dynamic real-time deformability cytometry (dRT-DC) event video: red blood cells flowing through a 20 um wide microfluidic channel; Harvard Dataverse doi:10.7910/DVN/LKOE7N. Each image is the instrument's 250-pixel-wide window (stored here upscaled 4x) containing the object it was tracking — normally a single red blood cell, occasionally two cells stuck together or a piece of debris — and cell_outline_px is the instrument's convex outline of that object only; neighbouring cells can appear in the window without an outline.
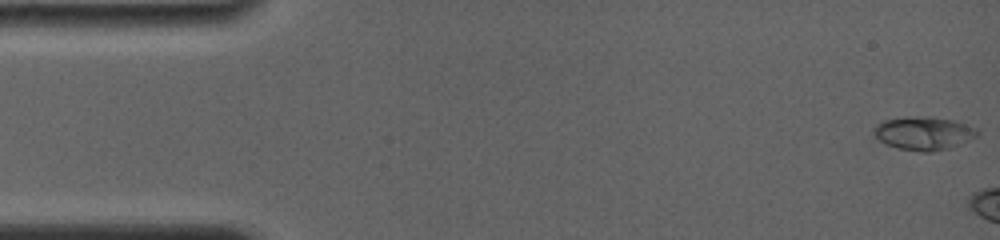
{"species": "common noctule bat (a hibernating species)", "species_latin": "Nyctalus noctula", "temperature_condition": "room temperature", "stored_images_in_passage": 5, "camera_frame_rate_fps": 4000, "um_per_image_px": 0.085, "animal": {"sex": "female", "body_mass_g": 19.0, "forearm_length_mm": 56.7}, "frame": {"image": 1, "passage_image": 1, "time_ms": 0.0, "image_size_px": [1000, 240], "cell_outline_px": [[980, 132], [976, 136], [948, 148], [932, 152], [920, 152], [896, 148], [880, 140], [872, 132], [876, 124], [884, 120], [904, 116], [932, 116], [952, 120], [976, 128]], "centroid_in_image_um": [78.47, 11.31], "position_along_channel_um": 6.5, "area_um2": 20.06}}